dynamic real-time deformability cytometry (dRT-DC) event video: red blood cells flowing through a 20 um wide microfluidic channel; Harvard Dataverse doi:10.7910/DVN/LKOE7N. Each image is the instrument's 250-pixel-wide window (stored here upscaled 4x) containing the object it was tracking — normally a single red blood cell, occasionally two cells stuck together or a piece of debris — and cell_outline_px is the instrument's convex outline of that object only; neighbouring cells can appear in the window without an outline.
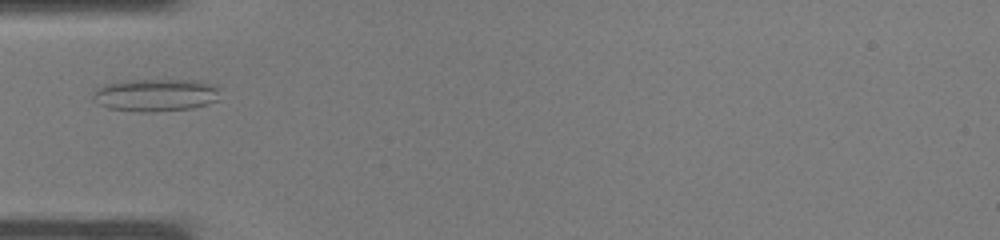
{"species": "common noctule bat (a hibernating species)", "species_latin": "Nyctalus noctula", "temperature_condition": "warm", "stored_images_in_passage": 28, "camera_frame_rate_fps": 3000, "um_per_image_px": 0.085, "animal": {"sex": "male", "body_mass_g": 19.0, "forearm_length_mm": 50.8}, "frame": {"image": 1, "passage_image": 3, "time_ms": 0.667, "image_size_px": [1000, 240], "cell_outline_px": [[220, 100], [208, 104], [192, 108], [152, 112], [140, 112], [108, 108], [92, 100], [92, 92], [96, 88], [104, 84], [124, 80], [200, 80], [212, 84], [220, 88]], "centroid_in_image_um": [13.25, 8.07], "position_along_channel_um": 71.8, "area_um2": 24.62}}
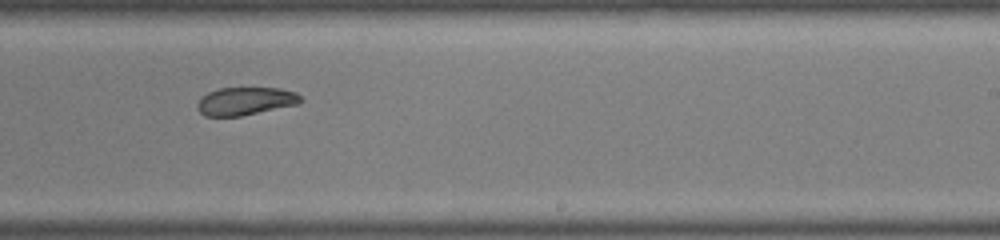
{"frame": {"image": 2, "passage_image": 14, "time_ms": 4.333, "image_size_px": [1000, 240], "cell_outline_px": [[304, 100], [300, 104], [240, 116], [204, 116], [196, 108], [196, 104], [200, 96], [208, 92], [220, 88], [280, 88], [296, 92]], "centroid_in_image_um": [20.85, 8.59], "position_along_channel_um": 268.1, "area_um2": 17.05}}
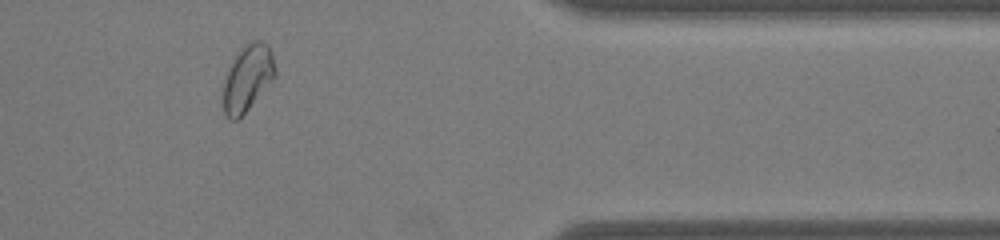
{"frame": {"image": 3, "passage_image": 22, "time_ms": 7.0, "image_size_px": [1000, 240], "cell_outline_px": [[276, 76], [248, 108], [236, 120], [228, 120], [224, 112], [224, 76], [236, 52], [244, 44], [252, 40], [260, 40], [268, 44], [272, 52], [276, 68]], "centroid_in_image_um": [21.05, 6.57], "position_along_channel_um": 390.4, "area_um2": 20.17}}